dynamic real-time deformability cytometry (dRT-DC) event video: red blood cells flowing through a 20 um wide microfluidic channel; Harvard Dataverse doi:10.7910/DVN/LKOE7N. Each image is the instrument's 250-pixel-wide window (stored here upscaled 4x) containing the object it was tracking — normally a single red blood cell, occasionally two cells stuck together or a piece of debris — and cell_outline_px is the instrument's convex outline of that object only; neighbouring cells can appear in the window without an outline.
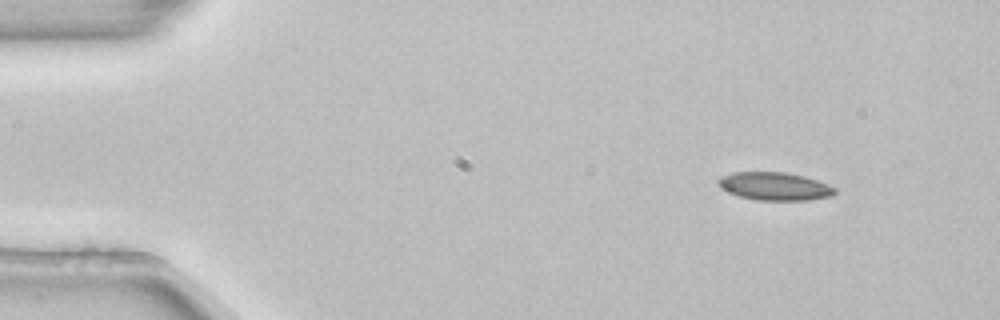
{"species": "common noctule bat (a hibernating species)", "species_latin": "Nyctalus noctula", "temperature_condition": "room temperature", "stored_images_in_passage": 4, "camera_frame_rate_fps": 3000, "um_per_image_px": 0.085, "animal": {"sex": "female", "body_mass_g": 22.7, "forearm_length_mm": 54.2}, "frame": {"image": 1, "passage_image": 1, "time_ms": 0.0, "image_size_px": [1000, 320], "cell_outline_px": [[836, 192], [832, 196], [808, 200], [756, 200], [740, 196], [728, 192], [720, 188], [716, 184], [716, 180], [720, 176], [732, 172], [784, 172], [804, 176], [828, 184], [836, 188]], "centroid_in_image_um": [65.81, 15.83], "position_along_channel_um": 19.2, "area_um2": 19.19}}
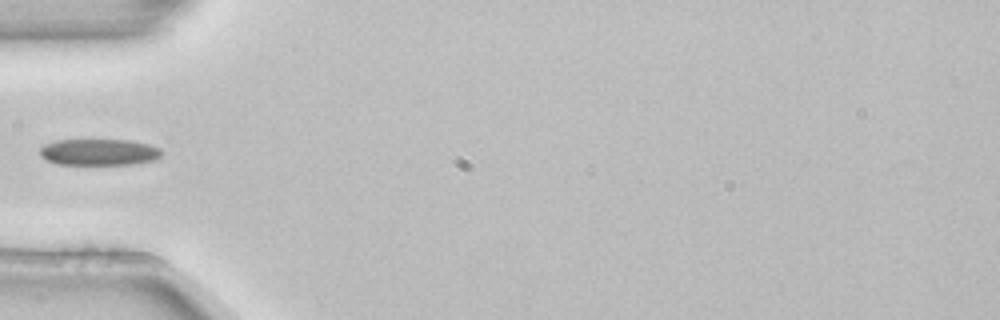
{"frame": {"image": 2, "passage_image": 4, "time_ms": 1.0, "image_size_px": [1000, 320], "cell_outline_px": [[160, 156], [156, 160], [132, 164], [56, 164], [40, 156], [40, 148], [44, 144], [56, 140], [128, 140], [148, 144], [160, 148]], "centroid_in_image_um": [8.4, 12.93], "position_along_channel_um": 76.6, "area_um2": 18.67}}